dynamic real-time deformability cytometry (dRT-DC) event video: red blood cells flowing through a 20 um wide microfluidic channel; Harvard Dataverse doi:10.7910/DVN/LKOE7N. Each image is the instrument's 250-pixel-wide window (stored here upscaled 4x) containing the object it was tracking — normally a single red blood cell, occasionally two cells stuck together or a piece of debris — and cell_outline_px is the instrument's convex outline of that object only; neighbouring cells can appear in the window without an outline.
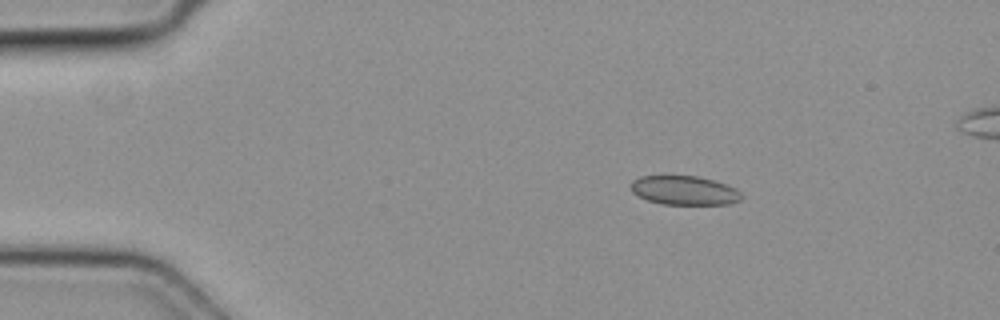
{"species": "common noctule bat (a hibernating species)", "species_latin": "Nyctalus noctula", "temperature_condition": "cold", "stored_images_in_passage": 5, "camera_frame_rate_fps": 3000, "um_per_image_px": 0.085, "animal": {"sex": "female", "body_mass_g": 19.3, "forearm_length_mm": 54.1}, "frame": {"image": 1, "passage_image": 2, "time_ms": 0.333, "image_size_px": [1000, 320], "cell_outline_px": [[740, 200], [728, 204], [664, 204], [648, 200], [632, 192], [632, 180], [640, 176], [700, 176], [736, 188], [740, 192]], "centroid_in_image_um": [58.16, 16.18], "position_along_channel_um": 26.8, "area_um2": 18.44}}
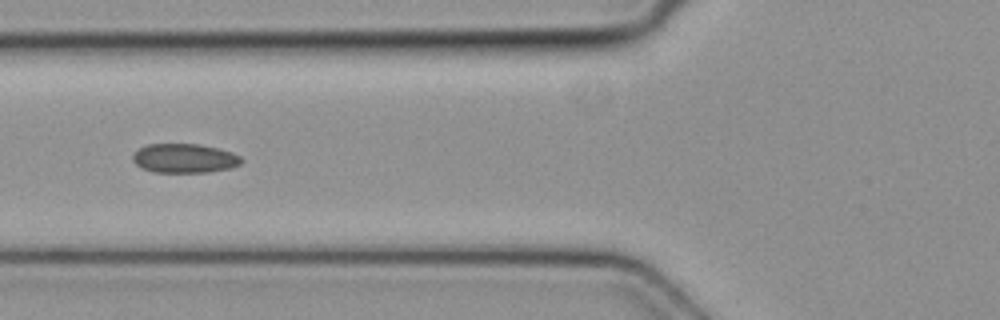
{"frame": {"image": 2, "passage_image": 5, "time_ms": 1.333, "image_size_px": [1000, 320], "cell_outline_px": [[244, 160], [240, 164], [228, 168], [208, 172], [152, 172], [140, 168], [132, 160], [132, 156], [140, 148], [148, 144], [200, 144], [232, 152], [240, 156]], "centroid_in_image_um": [15.66, 13.46], "position_along_channel_um": 110.1, "area_um2": 18.44}}